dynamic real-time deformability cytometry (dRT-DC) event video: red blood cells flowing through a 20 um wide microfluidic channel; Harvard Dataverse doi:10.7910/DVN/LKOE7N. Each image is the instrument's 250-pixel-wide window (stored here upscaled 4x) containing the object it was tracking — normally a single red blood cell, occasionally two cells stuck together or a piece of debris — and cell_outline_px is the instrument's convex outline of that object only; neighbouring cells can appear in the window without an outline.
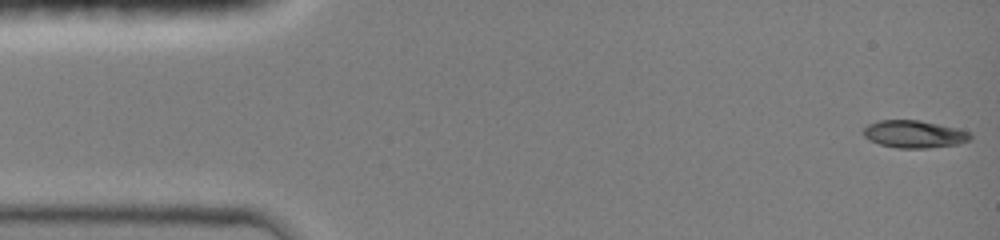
{"species": "common noctule bat (a hibernating species)", "species_latin": "Nyctalus noctula", "temperature_condition": "room temperature", "stored_images_in_passage": 48, "camera_frame_rate_fps": 3000, "um_per_image_px": 0.085, "animal": {"sex": "female", "body_mass_g": 19.0, "forearm_length_mm": 51.5}, "frame": {"image": 1, "passage_image": 1, "time_ms": 0.0, "image_size_px": [1000, 240], "cell_outline_px": [[972, 136], [968, 140], [956, 144], [924, 148], [900, 148], [880, 144], [864, 136], [864, 128], [868, 124], [876, 120], [920, 120], [956, 128], [972, 132]], "centroid_in_image_um": [77.71, 11.38], "position_along_channel_um": 7.3, "area_um2": 16.88}}
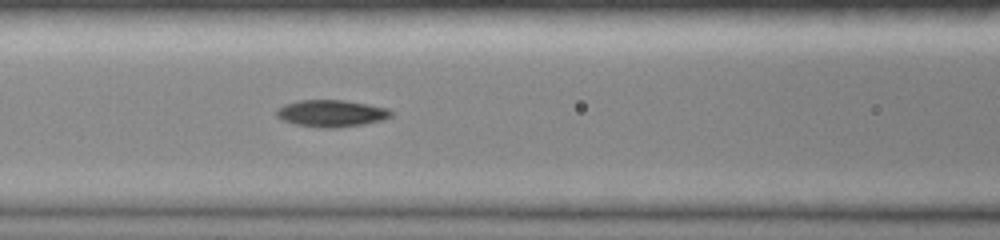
{"frame": {"image": 2, "passage_image": 22, "time_ms": 6.0, "image_size_px": [1000, 240], "cell_outline_px": [[392, 116], [384, 120], [364, 124], [336, 128], [324, 128], [296, 124], [284, 120], [276, 116], [276, 112], [284, 104], [296, 100], [344, 100], [368, 104], [388, 108], [392, 112]], "centroid_in_image_um": [28.2, 9.63], "position_along_channel_um": 138.4, "area_um2": 17.98}}
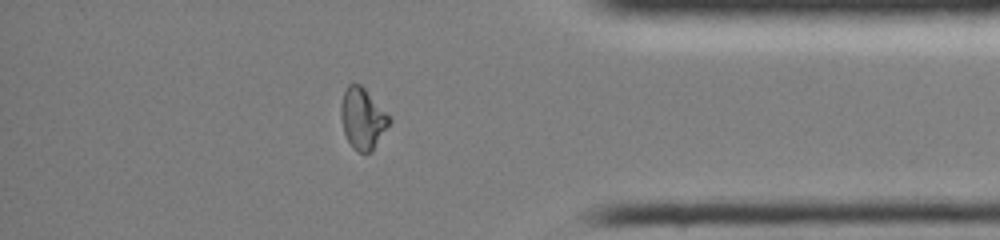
{"frame": {"image": 3, "passage_image": 41, "time_ms": 12.667, "image_size_px": [1000, 240], "cell_outline_px": [[392, 120], [372, 152], [356, 152], [352, 148], [344, 132], [340, 116], [340, 104], [344, 92], [348, 84], [360, 84], [364, 88]], "centroid_in_image_um": [30.8, 10.1], "position_along_channel_um": 404.4, "area_um2": 17.05}, "authors_computed_cell_mechanics": {"area_um2": 17.1955, "velocity_mm_per_s": 4.1639, "shape_relaxation_time_tau1_ms": 6.5888, "shape_relaxation_time_tau2_ms": 7.8555, "deformation_change_tau1": 0.2321, "deformation_change_tau2": 0.0933}}